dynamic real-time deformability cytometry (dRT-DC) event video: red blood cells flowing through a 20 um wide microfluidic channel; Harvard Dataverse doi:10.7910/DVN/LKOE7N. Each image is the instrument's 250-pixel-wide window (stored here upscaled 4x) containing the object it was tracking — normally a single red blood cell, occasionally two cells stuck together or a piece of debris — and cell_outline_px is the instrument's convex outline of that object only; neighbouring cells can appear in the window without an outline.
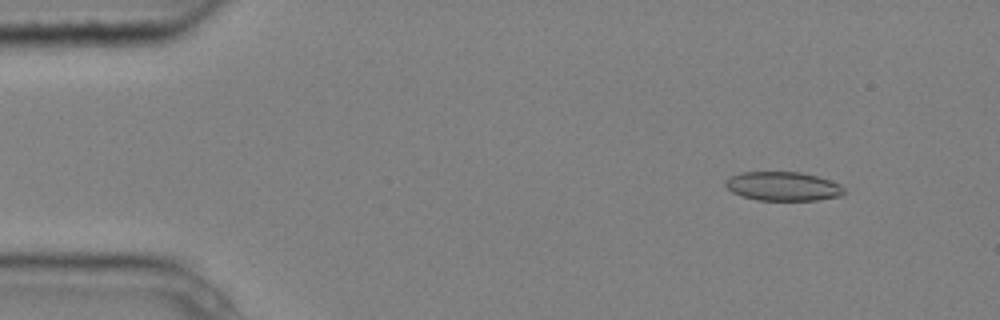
{"species": "common noctule bat (a hibernating species)", "species_latin": "Nyctalus noctula", "temperature_condition": "cold", "stored_images_in_passage": 4, "camera_frame_rate_fps": 3000, "um_per_image_px": 0.085, "animal": {"sex": "male", "body_mass_g": 20.4}, "frame": {"image": 1, "passage_image": 2, "time_ms": 0.333, "image_size_px": [1000, 320], "cell_outline_px": [[844, 192], [840, 196], [816, 200], [756, 200], [732, 192], [724, 184], [724, 180], [740, 172], [800, 172], [816, 176], [840, 184], [844, 188]], "centroid_in_image_um": [66.53, 15.83], "position_along_channel_um": 18.5, "area_um2": 19.88}}
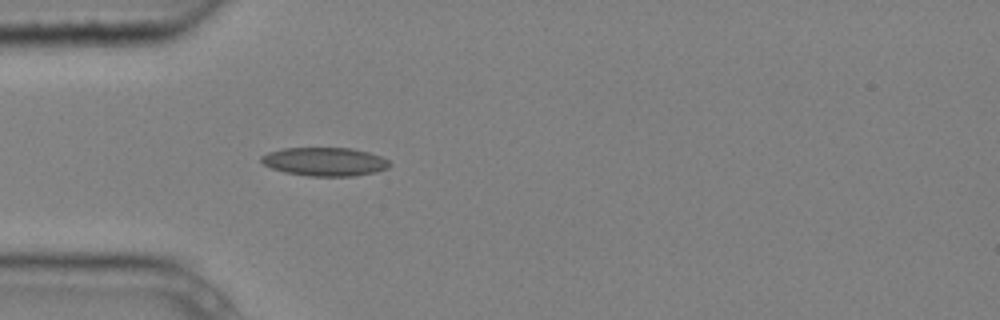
{"frame": {"image": 2, "passage_image": 4, "time_ms": 1.0, "image_size_px": [1000, 320], "cell_outline_px": [[392, 164], [388, 168], [376, 172], [352, 176], [308, 176], [284, 172], [272, 168], [264, 164], [260, 160], [260, 156], [268, 152], [284, 148], [352, 148], [368, 152], [380, 156], [388, 160]], "centroid_in_image_um": [27.61, 13.74], "position_along_channel_um": 57.4, "area_um2": 21.39}}